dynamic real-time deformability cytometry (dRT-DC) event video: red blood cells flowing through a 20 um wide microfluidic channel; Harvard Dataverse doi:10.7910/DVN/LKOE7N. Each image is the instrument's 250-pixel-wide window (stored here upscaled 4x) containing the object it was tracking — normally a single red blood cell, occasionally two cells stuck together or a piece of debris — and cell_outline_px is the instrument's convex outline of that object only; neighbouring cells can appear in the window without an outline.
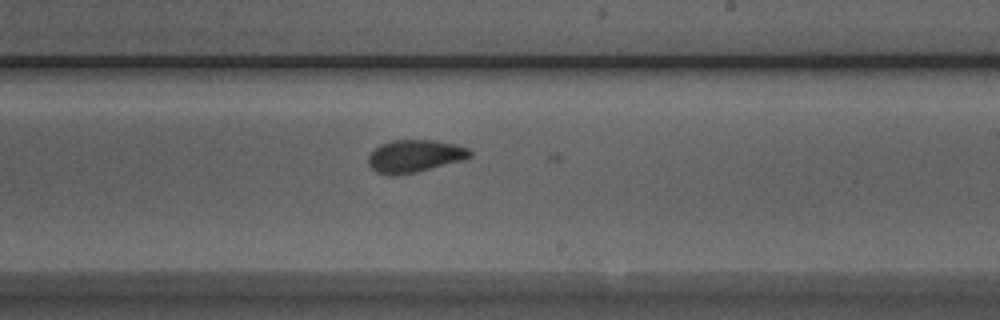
{"species": "Egyptian fruit bat (a non-hibernating species)", "species_latin": "Rousettus aegyptiacus", "temperature_condition": "room temperature", "stored_images_in_passage": 52, "camera_frame_rate_fps": 3000, "um_per_image_px": 0.085, "animal": {"sex": "male"}, "frame": {"image": 1, "passage_image": 30, "time_ms": 9.667, "image_size_px": [1000, 320], "cell_outline_px": [[472, 156], [464, 160], [416, 172], [392, 176], [388, 176], [376, 172], [368, 164], [368, 156], [380, 144], [392, 140], [436, 140], [456, 144], [468, 148], [472, 152]], "centroid_in_image_um": [35.26, 13.27], "position_along_channel_um": 253.7, "area_um2": 19.42}}
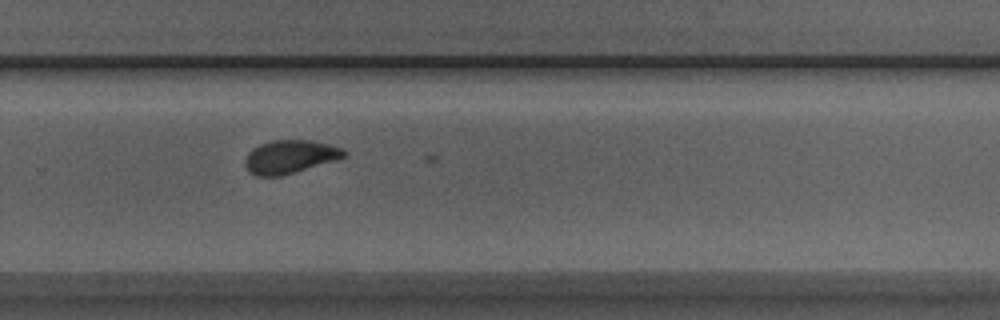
{"frame": {"image": 2, "passage_image": 34, "time_ms": 11.0, "image_size_px": [1000, 320], "cell_outline_px": [[348, 152], [344, 156], [336, 160], [280, 176], [256, 176], [248, 172], [244, 164], [244, 160], [248, 152], [252, 148], [260, 144], [272, 140], [308, 140], [328, 144], [340, 148]], "centroid_in_image_um": [24.59, 13.33], "position_along_channel_um": 305.2, "area_um2": 19.13}}
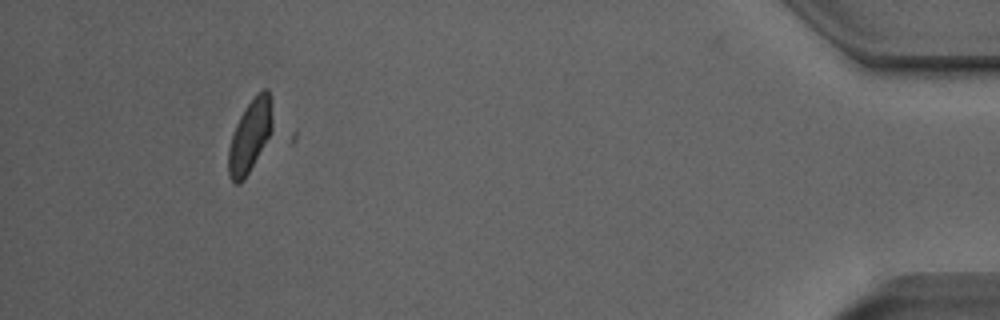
{"frame": {"image": 3, "passage_image": 48, "time_ms": 15.667, "image_size_px": [1000, 320], "cell_outline_px": [[276, 132], [244, 180], [240, 184], [236, 184], [228, 176], [228, 148], [236, 124], [244, 108], [264, 88], [268, 88], [272, 96]], "centroid_in_image_um": [21.35, 11.55], "position_along_channel_um": 413.9, "area_um2": 19.83}}